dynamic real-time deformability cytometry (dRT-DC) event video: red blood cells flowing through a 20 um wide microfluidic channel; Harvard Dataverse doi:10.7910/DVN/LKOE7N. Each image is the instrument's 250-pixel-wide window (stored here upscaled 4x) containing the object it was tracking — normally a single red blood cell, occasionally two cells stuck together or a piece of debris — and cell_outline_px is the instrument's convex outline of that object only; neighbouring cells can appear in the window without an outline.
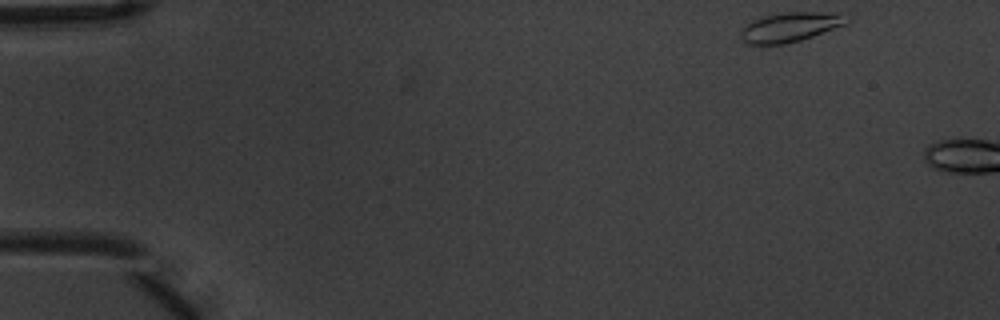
{"species": "common noctule bat (a hibernating species)", "species_latin": "Nyctalus noctula", "temperature_condition": "warm", "stored_images_in_passage": 2, "camera_frame_rate_fps": 3000, "um_per_image_px": 0.085, "animal": {"sex": "male", "body_mass_g": 20.1, "forearm_length_mm": 53.5}, "frame": {"image": 1, "passage_image": 1, "time_ms": 0.0, "image_size_px": [1000, 320], "cell_outline_px": [[852, 20], [844, 24], [812, 36], [800, 40], [784, 44], [744, 44], [740, 36], [740, 28], [752, 20], [764, 16], [784, 12], [840, 12], [852, 16]], "centroid_in_image_um": [67.18, 2.28], "position_along_channel_um": 17.8, "area_um2": 18.5}}